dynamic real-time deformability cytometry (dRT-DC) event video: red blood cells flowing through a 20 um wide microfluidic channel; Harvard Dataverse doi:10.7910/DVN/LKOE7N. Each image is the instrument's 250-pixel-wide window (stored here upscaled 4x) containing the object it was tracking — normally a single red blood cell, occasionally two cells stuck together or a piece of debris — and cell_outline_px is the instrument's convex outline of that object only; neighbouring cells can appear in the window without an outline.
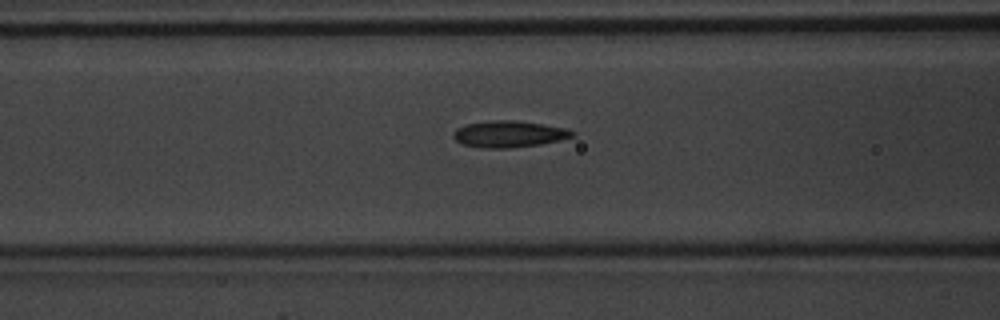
{"species": "common noctule bat (a hibernating species)", "species_latin": "Nyctalus noctula", "temperature_condition": "warm", "stored_images_in_passage": 32, "camera_frame_rate_fps": 3000, "um_per_image_px": 0.085, "animal": {"sex": "male", "body_mass_g": 20.1, "forearm_length_mm": 53.5}, "frame": {"image": 1, "passage_image": 8, "time_ms": 2.333, "image_size_px": [1000, 320], "cell_outline_px": [[576, 136], [560, 140], [540, 144], [508, 148], [488, 148], [464, 144], [456, 140], [452, 136], [456, 128], [468, 124], [492, 120], [512, 120], [540, 124], [564, 128], [576, 132]], "centroid_in_image_um": [43.28, 11.39], "position_along_channel_um": 123.3, "area_um2": 18.09}}
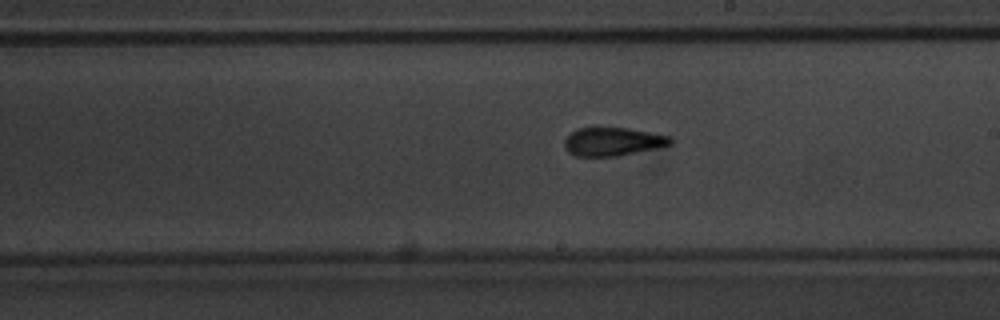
{"frame": {"image": 2, "passage_image": 16, "time_ms": 5.0, "image_size_px": [1000, 320], "cell_outline_px": [[672, 144], [620, 156], [572, 156], [564, 148], [564, 140], [576, 128], [628, 128], [668, 136], [672, 140]], "centroid_in_image_um": [52.03, 12.05], "position_along_channel_um": 237.0, "area_um2": 17.4}}
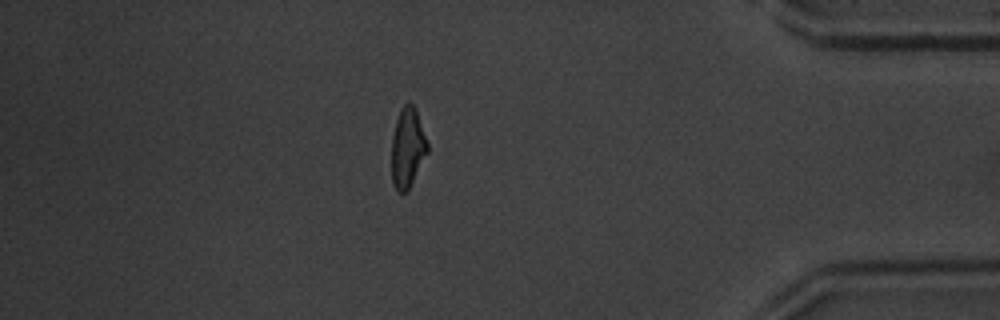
{"frame": {"image": 3, "passage_image": 30, "time_ms": 9.667, "image_size_px": [1000, 320], "cell_outline_px": [[428, 152], [408, 188], [404, 192], [400, 192], [396, 188], [392, 180], [392, 136], [396, 120], [400, 108], [408, 100], [416, 108], [428, 144]], "centroid_in_image_um": [34.64, 12.48], "position_along_channel_um": 400.6, "area_um2": 16.47}, "authors_computed_cell_mechanics": {"area_um2": 17.629, "velocity_mm_per_s": 4.2633, "shape_relaxation_time_tau1_ms": 6.0367, "shape_relaxation_time_tau2_ms": 2.2509, "deformation_change_tau1": 0.2032, "deformation_change_tau2": 0.102}}